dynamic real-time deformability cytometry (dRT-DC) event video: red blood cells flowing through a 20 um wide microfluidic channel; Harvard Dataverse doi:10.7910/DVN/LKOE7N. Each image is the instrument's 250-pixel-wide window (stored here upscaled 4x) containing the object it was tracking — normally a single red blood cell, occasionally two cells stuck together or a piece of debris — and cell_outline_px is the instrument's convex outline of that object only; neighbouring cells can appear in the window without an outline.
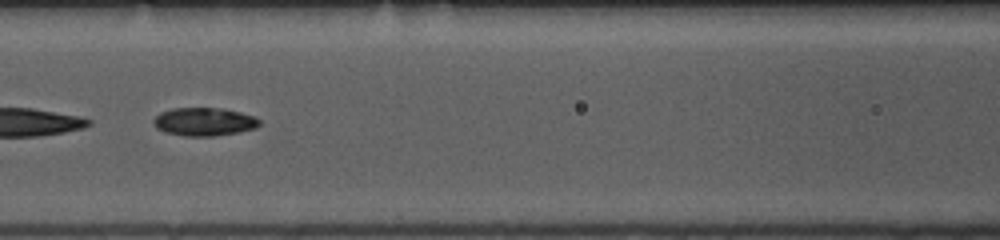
{"species": "common noctule bat (a hibernating species)", "species_latin": "Nyctalus noctula", "temperature_condition": "room temperature", "stored_images_in_passage": 24, "camera_frame_rate_fps": 3000, "um_per_image_px": 0.085, "animal": {"sex": "female", "body_mass_g": 10.0, "forearm_length_mm": 53.1}, "frame": {"image": 1, "passage_image": 8, "time_ms": 2.333, "image_size_px": [1000, 240], "cell_outline_px": [[260, 124], [256, 128], [216, 136], [184, 136], [164, 132], [156, 128], [152, 124], [152, 120], [160, 112], [172, 108], [224, 108], [256, 116], [260, 120]], "centroid_in_image_um": [17.33, 10.34], "position_along_channel_um": 149.3, "area_um2": 17.63}}
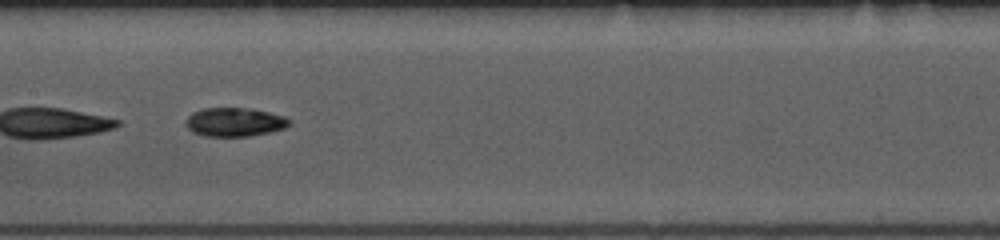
{"frame": {"image": 2, "passage_image": 11, "time_ms": 3.333, "image_size_px": [1000, 240], "cell_outline_px": [[292, 124], [284, 128], [268, 132], [248, 136], [204, 136], [192, 132], [184, 124], [184, 120], [192, 112], [204, 108], [252, 108], [284, 116], [292, 120]], "centroid_in_image_um": [19.92, 10.37], "position_along_channel_um": 187.5, "area_um2": 17.51}}
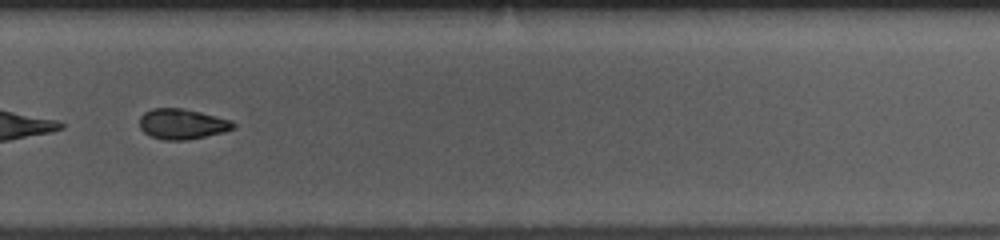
{"frame": {"image": 3, "passage_image": 21, "time_ms": 6.667, "image_size_px": [1000, 240], "cell_outline_px": [[236, 128], [224, 132], [188, 140], [164, 140], [148, 136], [140, 128], [140, 116], [144, 112], [152, 108], [180, 108], [200, 112], [232, 120], [236, 124]], "centroid_in_image_um": [15.49, 10.55], "position_along_channel_um": 314.3, "area_um2": 16.76}}